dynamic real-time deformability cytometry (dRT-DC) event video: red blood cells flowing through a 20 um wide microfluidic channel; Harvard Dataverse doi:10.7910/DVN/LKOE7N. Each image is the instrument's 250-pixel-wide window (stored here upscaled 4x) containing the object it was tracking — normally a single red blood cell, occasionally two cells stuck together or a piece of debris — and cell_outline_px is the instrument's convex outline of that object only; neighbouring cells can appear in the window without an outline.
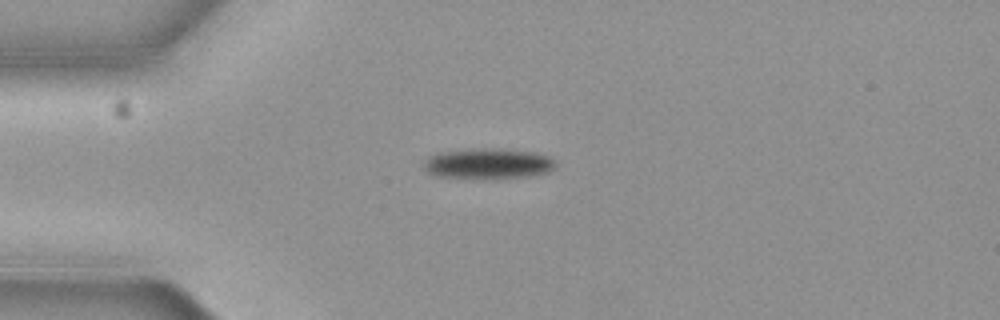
{"species": "common noctule bat (a hibernating species)", "species_latin": "Nyctalus noctula", "temperature_condition": "cold", "stored_images_in_passage": 6, "camera_frame_rate_fps": 3000, "um_per_image_px": 0.085, "animal": {"sex": "female", "body_mass_g": 19.3, "forearm_length_mm": 54.1}, "frame": {"image": 1, "passage_image": 4, "time_ms": 1.0, "image_size_px": [1000, 320], "cell_outline_px": [[556, 164], [548, 172], [528, 176], [496, 180], [432, 176], [420, 164], [428, 156], [440, 152], [484, 148], [528, 152], [544, 156], [552, 160]], "centroid_in_image_um": [41.36, 13.95], "position_along_channel_um": 43.6, "area_um2": 23.47}}